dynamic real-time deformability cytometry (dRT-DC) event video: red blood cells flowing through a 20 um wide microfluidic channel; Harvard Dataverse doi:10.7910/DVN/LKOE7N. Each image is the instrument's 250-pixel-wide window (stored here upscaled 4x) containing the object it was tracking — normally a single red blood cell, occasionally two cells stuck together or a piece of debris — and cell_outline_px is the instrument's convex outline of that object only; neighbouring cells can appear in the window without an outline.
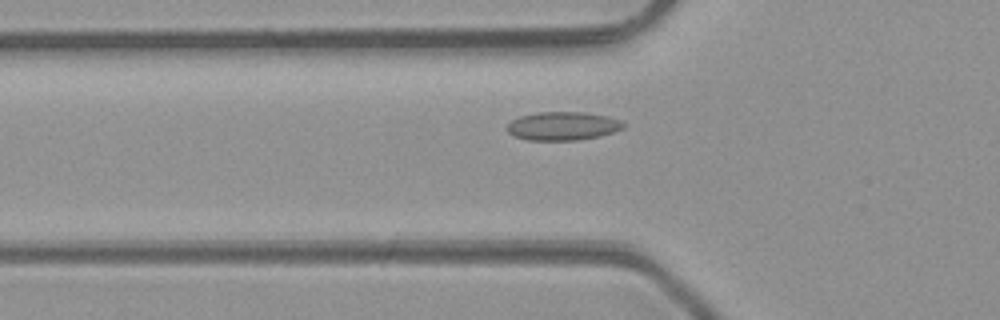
{"species": "common noctule bat (a hibernating species)", "species_latin": "Nyctalus noctula", "temperature_condition": "room temperature", "stored_images_in_passage": 34, "camera_frame_rate_fps": 3000, "um_per_image_px": 0.085, "animal": {"sex": "male", "body_mass_g": 23.1, "forearm_length_mm": 52.7}, "frame": {"image": 1, "passage_image": 4, "time_ms": 1.0, "image_size_px": [1000, 320], "cell_outline_px": [[628, 124], [624, 128], [600, 136], [580, 140], [528, 140], [512, 136], [504, 128], [512, 120], [520, 116], [536, 112], [584, 112], [608, 116], [620, 120]], "centroid_in_image_um": [47.83, 10.71], "position_along_channel_um": 78.0, "area_um2": 19.59}}
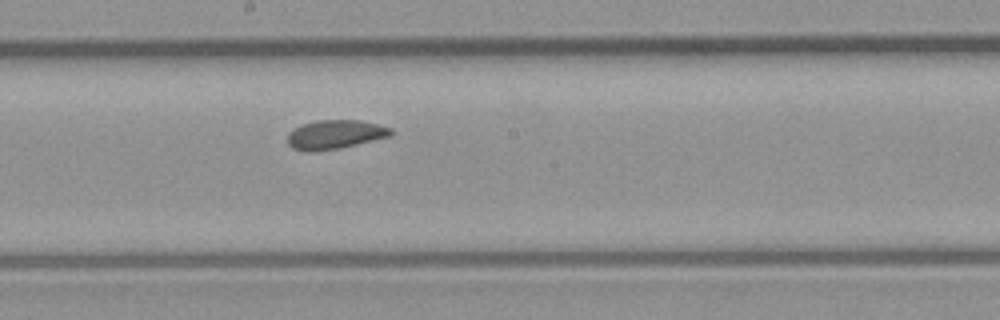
{"frame": {"image": 2, "passage_image": 14, "time_ms": 4.333, "image_size_px": [1000, 320], "cell_outline_px": [[392, 136], [340, 148], [312, 152], [308, 152], [292, 148], [288, 144], [288, 132], [304, 124], [316, 120], [360, 120], [392, 128]], "centroid_in_image_um": [28.48, 11.44], "position_along_channel_um": 219.7, "area_um2": 17.46}}
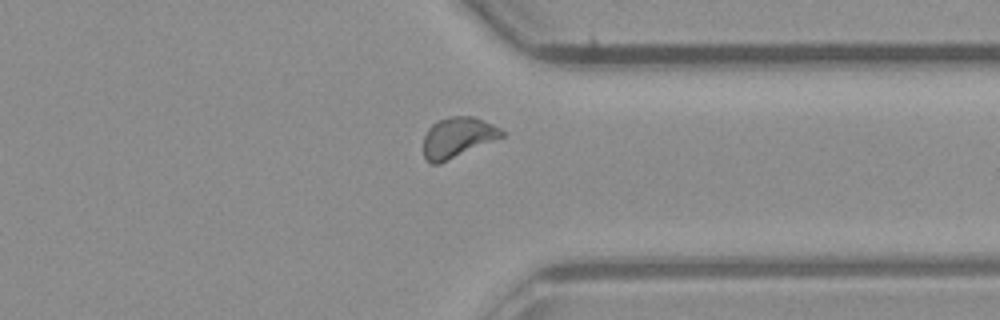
{"frame": {"image": 3, "passage_image": 25, "time_ms": 8.0, "image_size_px": [1000, 320], "cell_outline_px": [[504, 136], [440, 164], [432, 164], [424, 156], [424, 136], [428, 128], [436, 120], [448, 116], [472, 116], [492, 124], [500, 128], [504, 132]], "centroid_in_image_um": [38.88, 11.67], "position_along_channel_um": 372.5, "area_um2": 18.38}}